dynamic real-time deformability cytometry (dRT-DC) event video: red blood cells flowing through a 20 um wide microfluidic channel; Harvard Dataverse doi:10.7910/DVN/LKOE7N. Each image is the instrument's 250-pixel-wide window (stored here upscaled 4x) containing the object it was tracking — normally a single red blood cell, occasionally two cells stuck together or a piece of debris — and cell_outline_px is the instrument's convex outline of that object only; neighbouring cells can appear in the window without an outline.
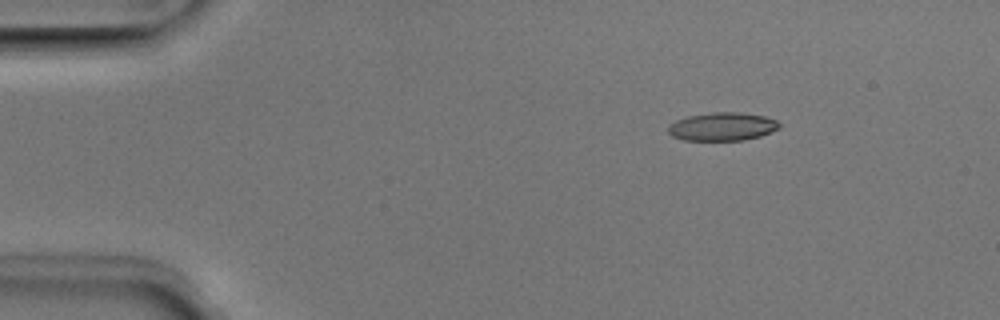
{"species": "Egyptian fruit bat (a non-hibernating species)", "species_latin": "Rousettus aegyptiacus", "temperature_condition": "room temperature", "stored_images_in_passage": 44, "camera_frame_rate_fps": 3000, "um_per_image_px": 0.085, "animal": {"sex": "male"}, "frame": {"image": 1, "passage_image": 1, "time_ms": 0.0, "image_size_px": [1000, 320], "cell_outline_px": [[780, 128], [760, 136], [744, 140], [684, 140], [672, 136], [668, 132], [668, 124], [676, 120], [688, 116], [712, 112], [740, 112], [764, 116], [776, 120], [780, 124]], "centroid_in_image_um": [61.39, 10.75], "position_along_channel_um": 23.6, "area_um2": 18.32}}
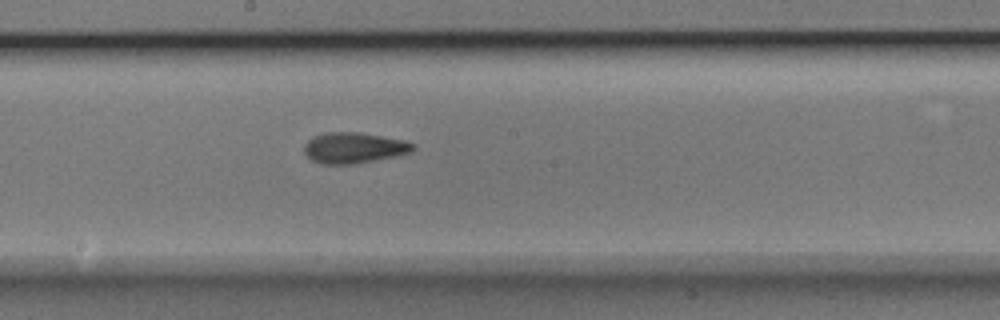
{"frame": {"image": 2, "passage_image": 21, "time_ms": 6.667, "image_size_px": [1000, 320], "cell_outline_px": [[416, 148], [412, 152], [356, 164], [320, 164], [312, 160], [304, 152], [304, 144], [312, 136], [324, 132], [360, 132], [404, 140], [416, 144]], "centroid_in_image_um": [30.07, 12.56], "position_along_channel_um": 218.1, "area_um2": 19.71}}
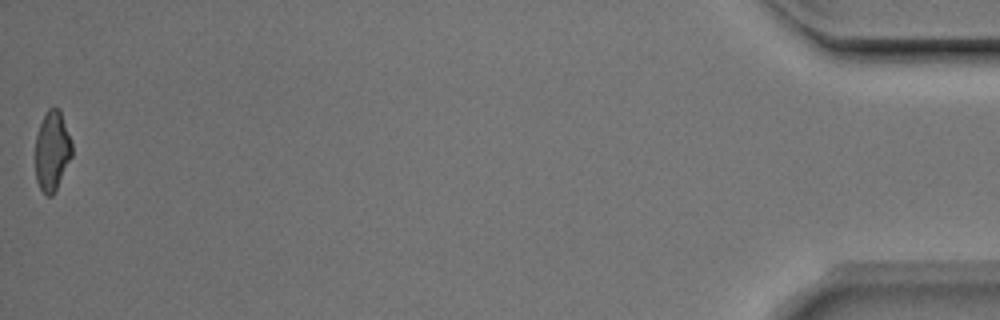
{"frame": {"image": 3, "passage_image": 44, "time_ms": 14.333, "image_size_px": [1000, 320], "cell_outline_px": [[72, 156], [52, 196], [48, 196], [40, 188], [36, 180], [36, 136], [40, 124], [48, 108], [60, 108], [72, 140]], "centroid_in_image_um": [4.45, 12.79], "position_along_channel_um": 430.8, "area_um2": 16.94}, "authors_computed_cell_mechanics": {"area_um2": 18.5827, "velocity_mm_per_s": 4.0437, "shape_relaxation_time_tau1_ms": 8.6337, "shape_relaxation_time_tau2_ms": 2.3054, "deformation_change_tau1": 0.1934, "deformation_change_tau2": 0.1059}}